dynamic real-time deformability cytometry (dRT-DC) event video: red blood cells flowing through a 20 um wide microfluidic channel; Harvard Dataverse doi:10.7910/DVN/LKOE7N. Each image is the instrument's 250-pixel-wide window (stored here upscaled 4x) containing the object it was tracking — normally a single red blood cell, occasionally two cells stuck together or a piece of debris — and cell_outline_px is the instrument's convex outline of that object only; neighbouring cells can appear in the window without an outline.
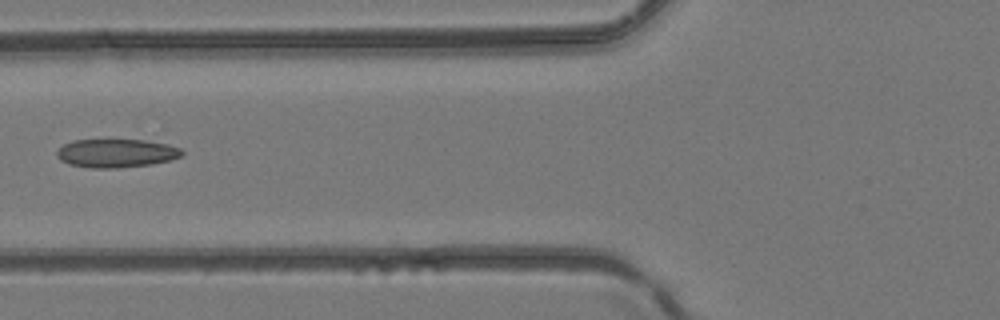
{"species": "common noctule bat (a hibernating species)", "species_latin": "Nyctalus noctula", "temperature_condition": "room temperature", "stored_images_in_passage": 3, "camera_frame_rate_fps": 3000, "um_per_image_px": 0.085, "animal": {"sex": "female", "body_mass_g": 24.6, "forearm_length_mm": 56.2}, "frame": {"image": 1, "passage_image": 3, "time_ms": 0.667, "image_size_px": [1000, 320], "cell_outline_px": [[184, 156], [172, 160], [152, 164], [116, 168], [92, 168], [68, 164], [60, 160], [56, 156], [56, 152], [64, 144], [72, 140], [144, 140], [168, 144], [180, 148], [184, 152]], "centroid_in_image_um": [9.91, 13.03], "position_along_channel_um": 115.9, "area_um2": 20.92}}